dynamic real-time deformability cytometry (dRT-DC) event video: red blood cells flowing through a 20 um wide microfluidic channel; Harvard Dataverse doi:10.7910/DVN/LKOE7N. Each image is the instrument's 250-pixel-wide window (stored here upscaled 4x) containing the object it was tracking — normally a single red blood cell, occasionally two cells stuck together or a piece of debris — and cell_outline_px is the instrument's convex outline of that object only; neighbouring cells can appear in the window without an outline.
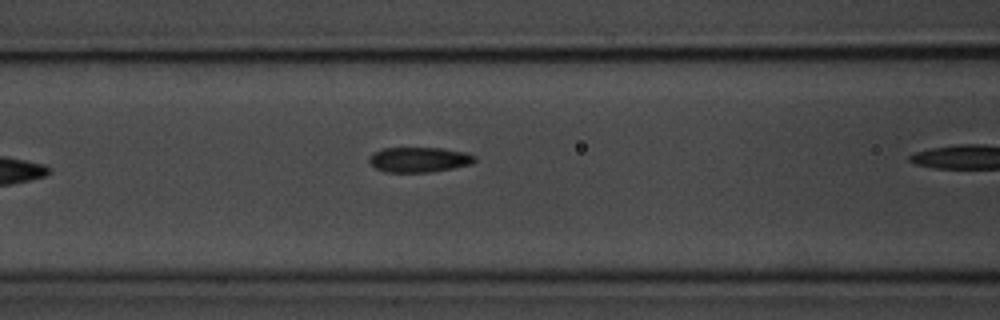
{"species": "common noctule bat (a hibernating species)", "species_latin": "Nyctalus noctula", "temperature_condition": "room temperature", "stored_images_in_passage": 6, "segment_of_instrument_passage": [1, 2], "camera_frame_rate_fps": 3000, "um_per_image_px": 0.085, "animal": {"sex": "male", "body_mass_g": 20.1, "forearm_length_mm": 53.5}, "frame": {"image": 1, "passage_image": 5, "time_ms": 5.0, "image_size_px": [1000, 320], "cell_outline_px": [[476, 160], [472, 164], [432, 172], [384, 172], [368, 164], [368, 156], [372, 152], [380, 148], [440, 148], [464, 152], [476, 156]], "centroid_in_image_um": [35.56, 13.57], "position_along_channel_um": 131.0, "area_um2": 15.66}}